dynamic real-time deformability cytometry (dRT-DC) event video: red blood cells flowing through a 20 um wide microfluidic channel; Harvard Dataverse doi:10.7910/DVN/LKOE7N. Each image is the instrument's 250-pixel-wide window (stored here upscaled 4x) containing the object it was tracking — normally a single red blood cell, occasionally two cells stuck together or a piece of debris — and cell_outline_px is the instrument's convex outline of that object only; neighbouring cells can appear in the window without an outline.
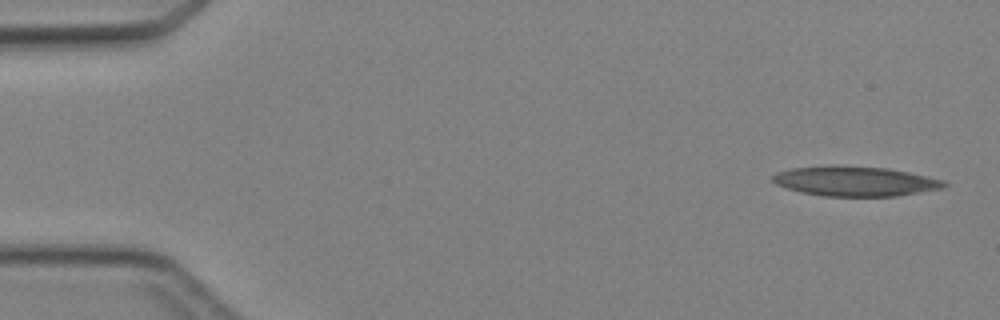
{"species": "Egyptian fruit bat (a non-hibernating species)", "species_latin": "Rousettus aegyptiacus", "temperature_condition": "cold", "stored_images_in_passage": 3, "segment_of_instrument_passage": [2, 2], "camera_frame_rate_fps": 3000, "um_per_image_px": 0.085, "animal": {"sex": "female"}, "frame": {"image": 1, "passage_image": 3, "time_ms": 2.333, "image_size_px": [1000, 320], "cell_outline_px": [[948, 184], [944, 188], [896, 196], [824, 196], [804, 192], [788, 188], [776, 184], [772, 180], [772, 176], [776, 172], [792, 168], [888, 168], [908, 172], [944, 180]], "centroid_in_image_um": [72.76, 15.44], "position_along_channel_um": 12.2, "area_um2": 28.5}}